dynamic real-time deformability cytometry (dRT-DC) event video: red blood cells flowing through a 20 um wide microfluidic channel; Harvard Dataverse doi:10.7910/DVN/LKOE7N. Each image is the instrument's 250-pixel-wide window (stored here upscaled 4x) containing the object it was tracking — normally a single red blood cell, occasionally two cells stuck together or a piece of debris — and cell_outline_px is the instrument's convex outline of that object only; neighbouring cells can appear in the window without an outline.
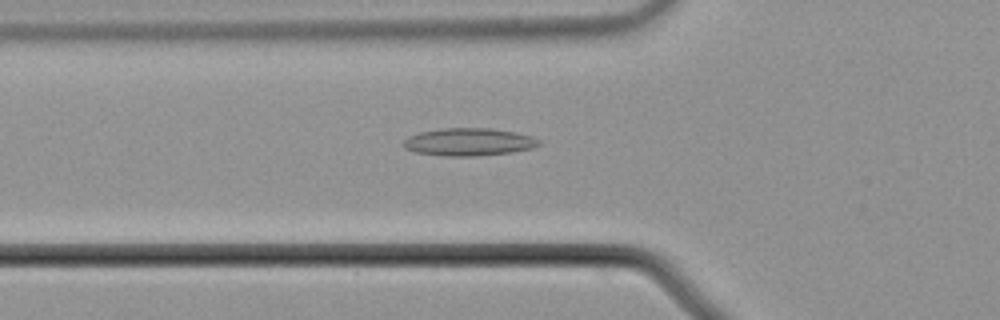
{"species": "common noctule bat (a hibernating species)", "species_latin": "Nyctalus noctula", "temperature_condition": "cold", "stored_images_in_passage": 56, "camera_frame_rate_fps": 3000, "um_per_image_px": 0.085, "animal": {"sex": "male", "body_mass_g": 21.5, "forearm_length_mm": 52.0}, "frame": {"image": 1, "passage_image": 20, "time_ms": 6.333, "image_size_px": [1000, 320], "cell_outline_px": [[540, 144], [532, 148], [512, 152], [476, 156], [444, 156], [416, 152], [404, 148], [404, 140], [408, 136], [420, 132], [440, 128], [488, 128], [516, 132], [532, 136], [540, 140]], "centroid_in_image_um": [39.85, 12.06], "position_along_channel_um": 86.0, "area_um2": 21.85}}
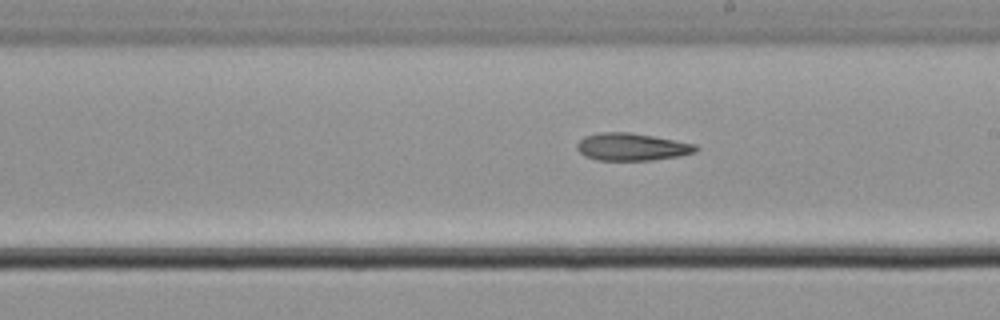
{"frame": {"image": 2, "passage_image": 32, "time_ms": 10.333, "image_size_px": [1000, 320], "cell_outline_px": [[700, 148], [696, 152], [680, 156], [652, 160], [596, 160], [584, 156], [576, 148], [576, 144], [584, 136], [600, 132], [628, 132], [652, 136], [696, 144]], "centroid_in_image_um": [53.7, 12.49], "position_along_channel_um": 235.3, "area_um2": 19.07}}
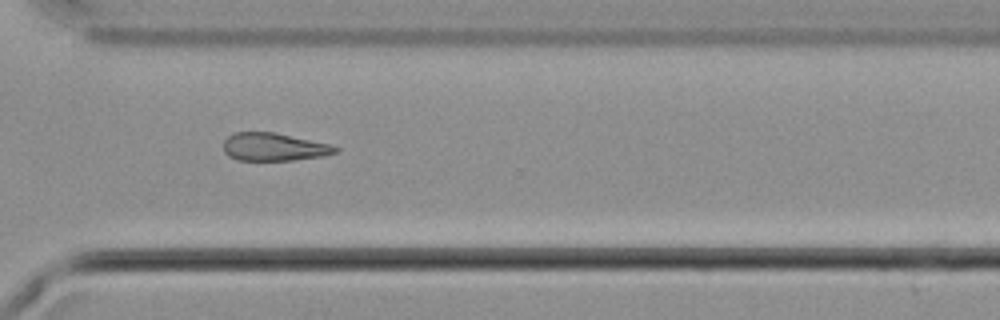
{"frame": {"image": 3, "passage_image": 41, "time_ms": 13.333, "image_size_px": [1000, 320], "cell_outline_px": [[340, 148], [336, 152], [324, 156], [292, 160], [236, 160], [228, 156], [224, 152], [224, 140], [232, 132], [276, 132], [328, 144]], "centroid_in_image_um": [23.24, 12.49], "position_along_channel_um": 347.4, "area_um2": 18.21}, "authors_computed_cell_mechanics": {"area_um2": 19.7965, "velocity_mm_per_s": 3.7281, "shape_relaxation_time_tau1_ms": 10.1857, "shape_relaxation_time_tau2_ms": null, "deformation_change_tau1": 0.1651, "deformation_change_tau2": null}}